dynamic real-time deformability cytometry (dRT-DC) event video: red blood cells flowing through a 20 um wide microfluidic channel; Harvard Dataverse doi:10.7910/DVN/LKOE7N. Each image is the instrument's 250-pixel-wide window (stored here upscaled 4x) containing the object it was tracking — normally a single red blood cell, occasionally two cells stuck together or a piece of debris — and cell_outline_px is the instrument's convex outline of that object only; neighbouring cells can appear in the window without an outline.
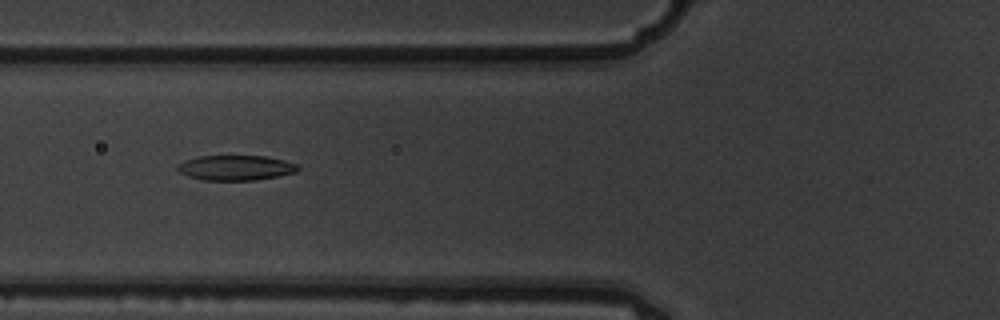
{"species": "common noctule bat (a hibernating species)", "species_latin": "Nyctalus noctula", "temperature_condition": "warm", "stored_images_in_passage": 7, "camera_frame_rate_fps": 3000, "um_per_image_px": 0.085, "animal": {"sex": "male", "body_mass_g": 19.5, "forearm_length_mm": 54.6}, "frame": {"image": 1, "passage_image": 6, "time_ms": 1.667, "image_size_px": [1000, 320], "cell_outline_px": [[300, 168], [296, 172], [276, 176], [252, 180], [200, 180], [188, 176], [180, 172], [176, 168], [176, 164], [184, 160], [200, 156], [264, 156], [284, 160], [296, 164]], "centroid_in_image_um": [19.98, 14.26], "position_along_channel_um": 105.8, "area_um2": 17.51}}
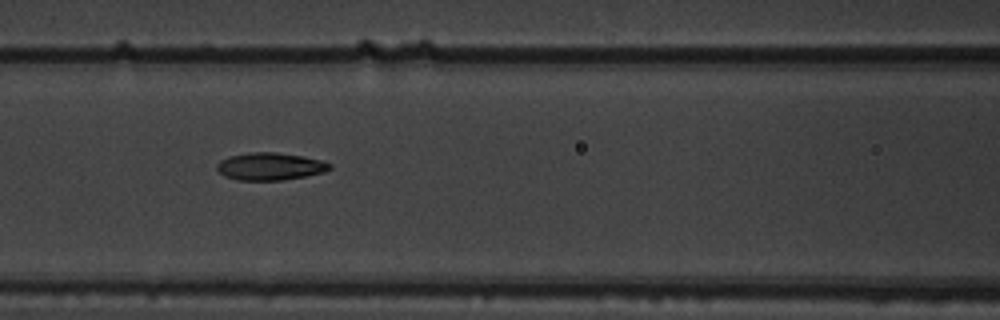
{"frame": {"image": 2, "passage_image": 7, "time_ms": 2.0, "image_size_px": [1000, 320], "cell_outline_px": [[332, 168], [324, 172], [304, 176], [280, 180], [236, 180], [224, 176], [216, 168], [216, 164], [220, 160], [228, 156], [248, 152], [276, 152], [304, 156], [320, 160], [332, 164]], "centroid_in_image_um": [22.93, 14.13], "position_along_channel_um": 143.7, "area_um2": 18.15}}